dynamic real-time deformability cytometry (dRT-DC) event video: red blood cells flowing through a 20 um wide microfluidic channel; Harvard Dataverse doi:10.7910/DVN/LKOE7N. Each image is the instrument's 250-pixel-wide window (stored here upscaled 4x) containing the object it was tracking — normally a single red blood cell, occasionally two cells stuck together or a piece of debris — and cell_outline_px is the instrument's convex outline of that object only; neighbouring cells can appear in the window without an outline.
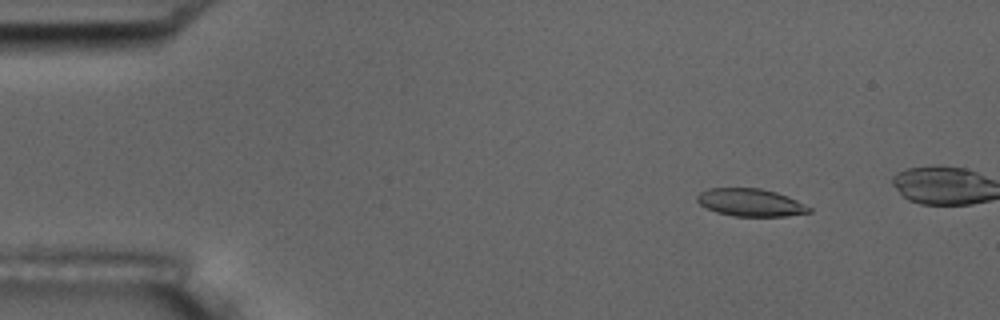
{"species": "common noctule bat (a hibernating species)", "species_latin": "Nyctalus noctula", "temperature_condition": "room temperature", "stored_images_in_passage": 5, "camera_frame_rate_fps": 3000, "um_per_image_px": 0.085, "animal": {"sex": "male", "body_mass_g": 17.5, "forearm_length_mm": 52.3}, "frame": {"image": 1, "passage_image": 2, "time_ms": 1.0, "image_size_px": [1000, 320], "cell_outline_px": [[812, 212], [784, 216], [732, 216], [716, 212], [700, 204], [696, 200], [696, 196], [700, 192], [708, 188], [760, 188], [776, 192], [788, 196], [812, 208]], "centroid_in_image_um": [63.79, 17.21], "position_along_channel_um": 21.2, "area_um2": 18.03}}